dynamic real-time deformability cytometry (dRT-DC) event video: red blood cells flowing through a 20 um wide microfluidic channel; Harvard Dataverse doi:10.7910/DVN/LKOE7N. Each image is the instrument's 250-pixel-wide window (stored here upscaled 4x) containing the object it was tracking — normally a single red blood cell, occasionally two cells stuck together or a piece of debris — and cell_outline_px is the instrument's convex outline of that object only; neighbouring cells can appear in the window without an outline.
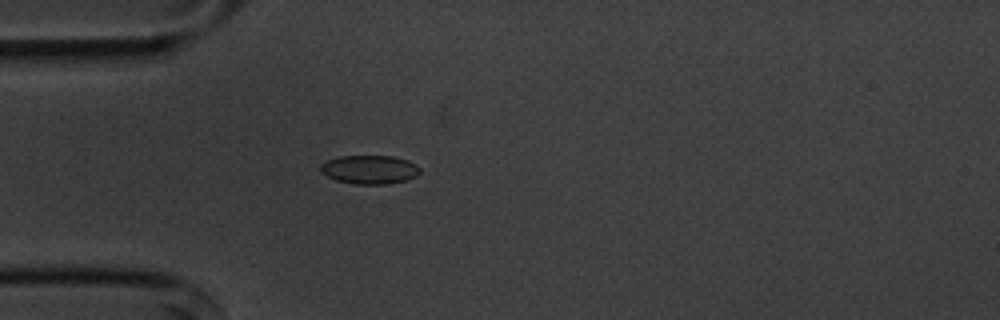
{"species": "common noctule bat (a hibernating species)", "species_latin": "Nyctalus noctula", "temperature_condition": "cold", "stored_images_in_passage": 3, "camera_frame_rate_fps": 3000, "um_per_image_px": 0.085, "animal": {"sex": "male", "body_mass_g": 20.1, "forearm_length_mm": 53.5}, "frame": {"image": 1, "passage_image": 3, "time_ms": 3.0, "image_size_px": [1000, 320], "cell_outline_px": [[420, 172], [416, 176], [408, 180], [384, 184], [356, 184], [336, 180], [320, 172], [320, 164], [328, 160], [340, 156], [392, 156], [408, 160], [416, 164], [420, 168]], "centroid_in_image_um": [31.43, 14.41], "position_along_channel_um": 53.6, "area_um2": 16.65}}